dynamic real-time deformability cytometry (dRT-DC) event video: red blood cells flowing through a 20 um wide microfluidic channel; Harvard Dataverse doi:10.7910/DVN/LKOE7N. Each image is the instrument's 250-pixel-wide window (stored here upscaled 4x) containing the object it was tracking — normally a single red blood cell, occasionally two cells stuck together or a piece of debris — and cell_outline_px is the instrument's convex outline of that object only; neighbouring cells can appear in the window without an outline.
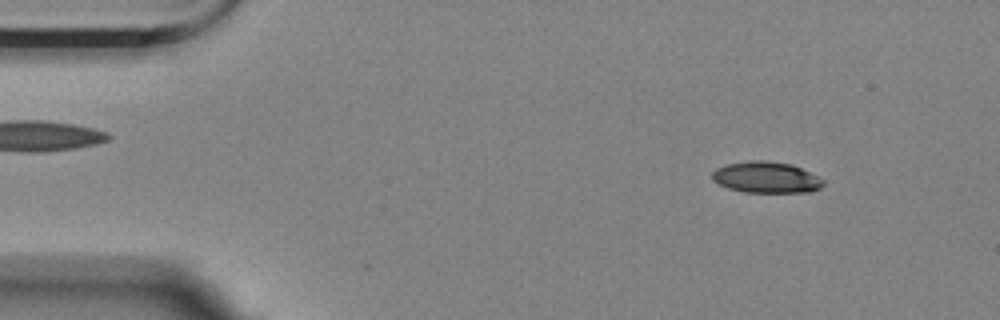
{"species": "Egyptian fruit bat (a non-hibernating species)", "species_latin": "Rousettus aegyptiacus", "temperature_condition": "room temperature", "stored_images_in_passage": 54, "camera_frame_rate_fps": 3000, "um_per_image_px": 0.085, "animal": {"sex": "female"}, "frame": {"image": 1, "passage_image": 6, "time_ms": 1.667, "image_size_px": [1000, 320], "cell_outline_px": [[824, 184], [820, 188], [808, 192], [744, 192], [728, 188], [716, 184], [712, 180], [712, 172], [716, 168], [728, 164], [748, 160], [764, 160], [792, 164], [824, 180]], "centroid_in_image_um": [65.08, 15.07], "position_along_channel_um": 19.9, "area_um2": 20.23}}
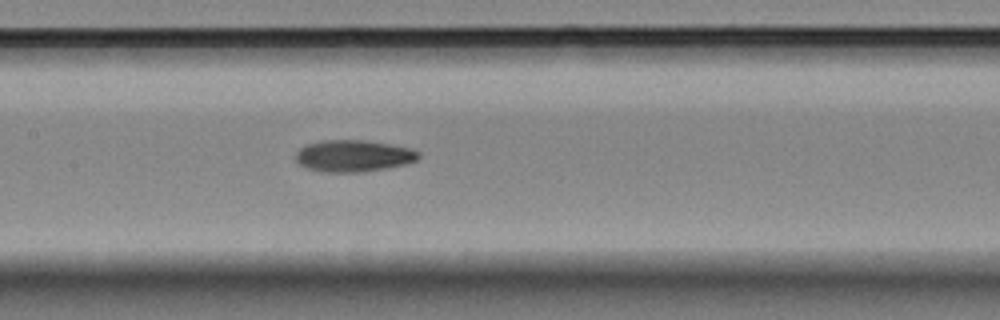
{"frame": {"image": 2, "passage_image": 26, "time_ms": 8.333, "image_size_px": [1000, 320], "cell_outline_px": [[420, 156], [416, 160], [404, 164], [384, 168], [360, 172], [320, 172], [308, 168], [300, 164], [296, 160], [296, 152], [300, 148], [308, 144], [320, 140], [364, 140], [388, 144], [408, 148], [420, 152]], "centroid_in_image_um": [30.01, 13.25], "position_along_channel_um": 177.4, "area_um2": 22.48}}
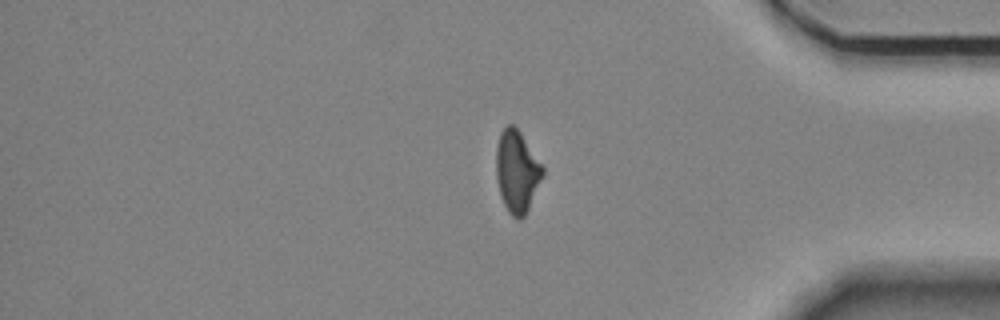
{"frame": {"image": 3, "passage_image": 46, "time_ms": 15.0, "image_size_px": [1000, 320], "cell_outline_px": [[544, 176], [524, 216], [520, 220], [516, 220], [508, 212], [500, 196], [496, 176], [496, 148], [500, 132], [508, 124], [512, 124], [520, 132], [544, 168]], "centroid_in_image_um": [43.93, 14.59], "position_along_channel_um": 391.3, "area_um2": 22.2}, "authors_computed_cell_mechanics": {"area_um2": 21.8773, "velocity_mm_per_s": 3.5531, "shape_relaxation_time_tau1_ms": 5.5453, "shape_relaxation_time_tau2_ms": 5.0079, "deformation_change_tau1": 0.1633, "deformation_change_tau2": 0.1169}}